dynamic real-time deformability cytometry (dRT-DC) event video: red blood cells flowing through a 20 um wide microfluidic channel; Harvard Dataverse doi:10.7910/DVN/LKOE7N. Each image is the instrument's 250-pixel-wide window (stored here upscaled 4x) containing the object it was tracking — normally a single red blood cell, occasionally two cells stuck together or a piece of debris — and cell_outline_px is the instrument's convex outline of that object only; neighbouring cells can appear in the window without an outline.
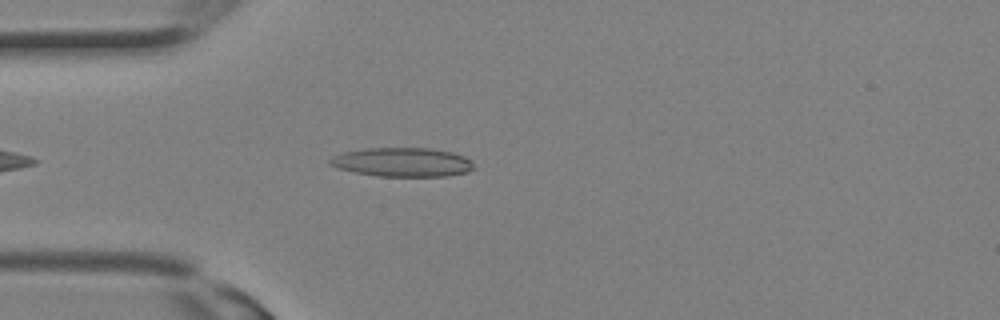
{"species": "Egyptian fruit bat (a non-hibernating species)", "species_latin": "Rousettus aegyptiacus", "temperature_condition": "room temperature", "stored_images_in_passage": 7, "camera_frame_rate_fps": 3000, "um_per_image_px": 0.085, "animal": {"sex": "female"}, "frame": {"image": 1, "passage_image": 3, "time_ms": 0.667, "image_size_px": [1000, 320], "cell_outline_px": [[476, 168], [468, 172], [444, 176], [376, 176], [336, 168], [328, 164], [328, 160], [332, 156], [344, 152], [364, 148], [432, 148], [452, 152], [464, 156], [472, 160]], "centroid_in_image_um": [34.21, 13.78], "position_along_channel_um": 50.8, "area_um2": 24.57}}
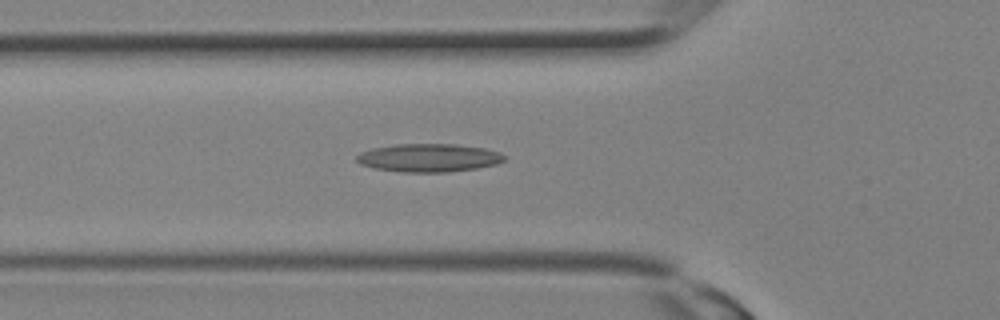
{"frame": {"image": 2, "passage_image": 5, "time_ms": 1.333, "image_size_px": [1000, 320], "cell_outline_px": [[504, 160], [496, 164], [476, 168], [444, 172], [404, 172], [376, 168], [360, 164], [356, 160], [356, 156], [360, 152], [372, 148], [396, 144], [456, 144], [484, 148], [500, 152], [504, 156]], "centroid_in_image_um": [36.43, 13.4], "position_along_channel_um": 89.4, "area_um2": 24.1}}
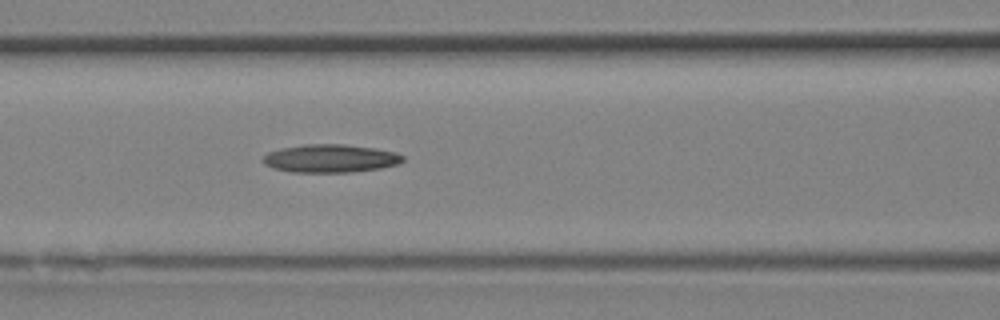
{"frame": {"image": 3, "passage_image": 7, "time_ms": 2.0, "image_size_px": [1000, 320], "cell_outline_px": [[404, 160], [396, 164], [380, 168], [352, 172], [292, 172], [272, 168], [264, 164], [264, 156], [268, 152], [280, 148], [304, 144], [344, 144], [376, 148], [396, 152], [404, 156]], "centroid_in_image_um": [28.08, 13.46], "position_along_channel_um": 138.5, "area_um2": 22.95}}